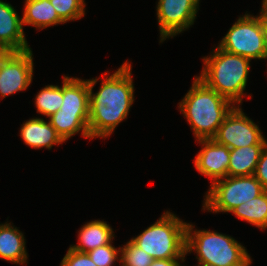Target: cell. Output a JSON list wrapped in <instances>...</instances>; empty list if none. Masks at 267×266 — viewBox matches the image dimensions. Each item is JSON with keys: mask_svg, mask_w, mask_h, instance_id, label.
Returning <instances> with one entry per match:
<instances>
[{"mask_svg": "<svg viewBox=\"0 0 267 266\" xmlns=\"http://www.w3.org/2000/svg\"><path fill=\"white\" fill-rule=\"evenodd\" d=\"M125 61L113 74L105 72L101 86L93 93L98 78L88 79L89 83V132L91 139L108 138L127 119L134 103L132 67Z\"/></svg>", "mask_w": 267, "mask_h": 266, "instance_id": "6da1fadb", "label": "cell"}, {"mask_svg": "<svg viewBox=\"0 0 267 266\" xmlns=\"http://www.w3.org/2000/svg\"><path fill=\"white\" fill-rule=\"evenodd\" d=\"M178 105V109L190 124L196 140L212 139L226 115L235 106L196 76L189 91Z\"/></svg>", "mask_w": 267, "mask_h": 266, "instance_id": "7a4b0ae2", "label": "cell"}, {"mask_svg": "<svg viewBox=\"0 0 267 266\" xmlns=\"http://www.w3.org/2000/svg\"><path fill=\"white\" fill-rule=\"evenodd\" d=\"M204 67L199 76L206 86L241 105L246 89L251 60L220 49H213L210 56L203 57Z\"/></svg>", "mask_w": 267, "mask_h": 266, "instance_id": "3957f363", "label": "cell"}, {"mask_svg": "<svg viewBox=\"0 0 267 266\" xmlns=\"http://www.w3.org/2000/svg\"><path fill=\"white\" fill-rule=\"evenodd\" d=\"M187 223L186 254L195 252L196 266H250L246 248L232 236L211 230L194 229Z\"/></svg>", "mask_w": 267, "mask_h": 266, "instance_id": "277c9868", "label": "cell"}, {"mask_svg": "<svg viewBox=\"0 0 267 266\" xmlns=\"http://www.w3.org/2000/svg\"><path fill=\"white\" fill-rule=\"evenodd\" d=\"M187 223L166 211L131 241L153 259H185Z\"/></svg>", "mask_w": 267, "mask_h": 266, "instance_id": "5b68a950", "label": "cell"}, {"mask_svg": "<svg viewBox=\"0 0 267 266\" xmlns=\"http://www.w3.org/2000/svg\"><path fill=\"white\" fill-rule=\"evenodd\" d=\"M266 189L250 176H227L211 184L203 200L202 210L228 213L247 201L256 198Z\"/></svg>", "mask_w": 267, "mask_h": 266, "instance_id": "8992f818", "label": "cell"}, {"mask_svg": "<svg viewBox=\"0 0 267 266\" xmlns=\"http://www.w3.org/2000/svg\"><path fill=\"white\" fill-rule=\"evenodd\" d=\"M220 49L252 59H267V49L259 15L240 16L231 26L219 45Z\"/></svg>", "mask_w": 267, "mask_h": 266, "instance_id": "52a82bcc", "label": "cell"}, {"mask_svg": "<svg viewBox=\"0 0 267 266\" xmlns=\"http://www.w3.org/2000/svg\"><path fill=\"white\" fill-rule=\"evenodd\" d=\"M212 139L229 149L267 143L259 126L246 116L240 105L234 106L226 115Z\"/></svg>", "mask_w": 267, "mask_h": 266, "instance_id": "ba28073f", "label": "cell"}, {"mask_svg": "<svg viewBox=\"0 0 267 266\" xmlns=\"http://www.w3.org/2000/svg\"><path fill=\"white\" fill-rule=\"evenodd\" d=\"M200 0H158L156 15L160 42L174 38L192 26L196 19Z\"/></svg>", "mask_w": 267, "mask_h": 266, "instance_id": "9c48e42d", "label": "cell"}, {"mask_svg": "<svg viewBox=\"0 0 267 266\" xmlns=\"http://www.w3.org/2000/svg\"><path fill=\"white\" fill-rule=\"evenodd\" d=\"M33 52L12 51L0 64V96L6 98L14 93L26 90L32 82Z\"/></svg>", "mask_w": 267, "mask_h": 266, "instance_id": "30bf717a", "label": "cell"}, {"mask_svg": "<svg viewBox=\"0 0 267 266\" xmlns=\"http://www.w3.org/2000/svg\"><path fill=\"white\" fill-rule=\"evenodd\" d=\"M202 148L196 154L194 167L201 174L211 179V184L227 177L230 163V149L213 139L196 140Z\"/></svg>", "mask_w": 267, "mask_h": 266, "instance_id": "8fae6325", "label": "cell"}, {"mask_svg": "<svg viewBox=\"0 0 267 266\" xmlns=\"http://www.w3.org/2000/svg\"><path fill=\"white\" fill-rule=\"evenodd\" d=\"M0 42L12 51L31 49L24 34L22 17L3 0H0Z\"/></svg>", "mask_w": 267, "mask_h": 266, "instance_id": "7c38bea8", "label": "cell"}, {"mask_svg": "<svg viewBox=\"0 0 267 266\" xmlns=\"http://www.w3.org/2000/svg\"><path fill=\"white\" fill-rule=\"evenodd\" d=\"M21 126L20 137L31 148L51 150L54 145H60L65 142L50 122L45 121L43 118H31L23 122Z\"/></svg>", "mask_w": 267, "mask_h": 266, "instance_id": "4fadbf2b", "label": "cell"}, {"mask_svg": "<svg viewBox=\"0 0 267 266\" xmlns=\"http://www.w3.org/2000/svg\"><path fill=\"white\" fill-rule=\"evenodd\" d=\"M24 233L11 222L0 224V259L13 264L25 265L28 261Z\"/></svg>", "mask_w": 267, "mask_h": 266, "instance_id": "5bb4252c", "label": "cell"}, {"mask_svg": "<svg viewBox=\"0 0 267 266\" xmlns=\"http://www.w3.org/2000/svg\"><path fill=\"white\" fill-rule=\"evenodd\" d=\"M78 243L70 248L78 252L87 253L97 247H102L115 238L112 227L104 220L89 221L78 231Z\"/></svg>", "mask_w": 267, "mask_h": 266, "instance_id": "9a60e30c", "label": "cell"}, {"mask_svg": "<svg viewBox=\"0 0 267 266\" xmlns=\"http://www.w3.org/2000/svg\"><path fill=\"white\" fill-rule=\"evenodd\" d=\"M89 83L76 77L63 76L62 112L89 113Z\"/></svg>", "mask_w": 267, "mask_h": 266, "instance_id": "2e32d148", "label": "cell"}, {"mask_svg": "<svg viewBox=\"0 0 267 266\" xmlns=\"http://www.w3.org/2000/svg\"><path fill=\"white\" fill-rule=\"evenodd\" d=\"M22 23L32 27L45 29L47 27L64 24L58 16L50 0H25Z\"/></svg>", "mask_w": 267, "mask_h": 266, "instance_id": "e0dca14e", "label": "cell"}, {"mask_svg": "<svg viewBox=\"0 0 267 266\" xmlns=\"http://www.w3.org/2000/svg\"><path fill=\"white\" fill-rule=\"evenodd\" d=\"M48 119L64 141L79 132H81L82 137L91 139L88 127L89 113H68L59 109Z\"/></svg>", "mask_w": 267, "mask_h": 266, "instance_id": "ac0fdd59", "label": "cell"}, {"mask_svg": "<svg viewBox=\"0 0 267 266\" xmlns=\"http://www.w3.org/2000/svg\"><path fill=\"white\" fill-rule=\"evenodd\" d=\"M264 146L265 145H250L230 149V163L227 176L254 175Z\"/></svg>", "mask_w": 267, "mask_h": 266, "instance_id": "d6986e66", "label": "cell"}, {"mask_svg": "<svg viewBox=\"0 0 267 266\" xmlns=\"http://www.w3.org/2000/svg\"><path fill=\"white\" fill-rule=\"evenodd\" d=\"M236 217L261 230L267 229V190L231 211Z\"/></svg>", "mask_w": 267, "mask_h": 266, "instance_id": "ffe728a7", "label": "cell"}, {"mask_svg": "<svg viewBox=\"0 0 267 266\" xmlns=\"http://www.w3.org/2000/svg\"><path fill=\"white\" fill-rule=\"evenodd\" d=\"M34 100L37 113L47 118L55 114L63 103V81L61 87L51 84L40 89Z\"/></svg>", "mask_w": 267, "mask_h": 266, "instance_id": "44dd1931", "label": "cell"}, {"mask_svg": "<svg viewBox=\"0 0 267 266\" xmlns=\"http://www.w3.org/2000/svg\"><path fill=\"white\" fill-rule=\"evenodd\" d=\"M50 2L65 23L81 19L85 15V0H50Z\"/></svg>", "mask_w": 267, "mask_h": 266, "instance_id": "7402d4cb", "label": "cell"}, {"mask_svg": "<svg viewBox=\"0 0 267 266\" xmlns=\"http://www.w3.org/2000/svg\"><path fill=\"white\" fill-rule=\"evenodd\" d=\"M121 249V266H150L154 260L152 256L129 240Z\"/></svg>", "mask_w": 267, "mask_h": 266, "instance_id": "603a6c76", "label": "cell"}, {"mask_svg": "<svg viewBox=\"0 0 267 266\" xmlns=\"http://www.w3.org/2000/svg\"><path fill=\"white\" fill-rule=\"evenodd\" d=\"M112 243L113 242L87 252L97 266H114V263L120 261V257L118 256L121 255V249L120 247L117 249Z\"/></svg>", "mask_w": 267, "mask_h": 266, "instance_id": "cb8c5ba5", "label": "cell"}, {"mask_svg": "<svg viewBox=\"0 0 267 266\" xmlns=\"http://www.w3.org/2000/svg\"><path fill=\"white\" fill-rule=\"evenodd\" d=\"M60 266H97L88 253L78 252L74 249H68L63 257Z\"/></svg>", "mask_w": 267, "mask_h": 266, "instance_id": "d4e9b609", "label": "cell"}, {"mask_svg": "<svg viewBox=\"0 0 267 266\" xmlns=\"http://www.w3.org/2000/svg\"><path fill=\"white\" fill-rule=\"evenodd\" d=\"M254 176L261 183V185L267 190V143L262 149Z\"/></svg>", "mask_w": 267, "mask_h": 266, "instance_id": "484cf974", "label": "cell"}, {"mask_svg": "<svg viewBox=\"0 0 267 266\" xmlns=\"http://www.w3.org/2000/svg\"><path fill=\"white\" fill-rule=\"evenodd\" d=\"M179 260L185 261V259H154L150 266H182Z\"/></svg>", "mask_w": 267, "mask_h": 266, "instance_id": "4316f807", "label": "cell"}, {"mask_svg": "<svg viewBox=\"0 0 267 266\" xmlns=\"http://www.w3.org/2000/svg\"><path fill=\"white\" fill-rule=\"evenodd\" d=\"M259 17L264 36V42L267 49V14H259Z\"/></svg>", "mask_w": 267, "mask_h": 266, "instance_id": "83f0119b", "label": "cell"}, {"mask_svg": "<svg viewBox=\"0 0 267 266\" xmlns=\"http://www.w3.org/2000/svg\"><path fill=\"white\" fill-rule=\"evenodd\" d=\"M11 52V49L0 42V64L10 55Z\"/></svg>", "mask_w": 267, "mask_h": 266, "instance_id": "f1b7e54d", "label": "cell"}, {"mask_svg": "<svg viewBox=\"0 0 267 266\" xmlns=\"http://www.w3.org/2000/svg\"><path fill=\"white\" fill-rule=\"evenodd\" d=\"M259 14H267V0H262V6Z\"/></svg>", "mask_w": 267, "mask_h": 266, "instance_id": "f546056e", "label": "cell"}]
</instances>
